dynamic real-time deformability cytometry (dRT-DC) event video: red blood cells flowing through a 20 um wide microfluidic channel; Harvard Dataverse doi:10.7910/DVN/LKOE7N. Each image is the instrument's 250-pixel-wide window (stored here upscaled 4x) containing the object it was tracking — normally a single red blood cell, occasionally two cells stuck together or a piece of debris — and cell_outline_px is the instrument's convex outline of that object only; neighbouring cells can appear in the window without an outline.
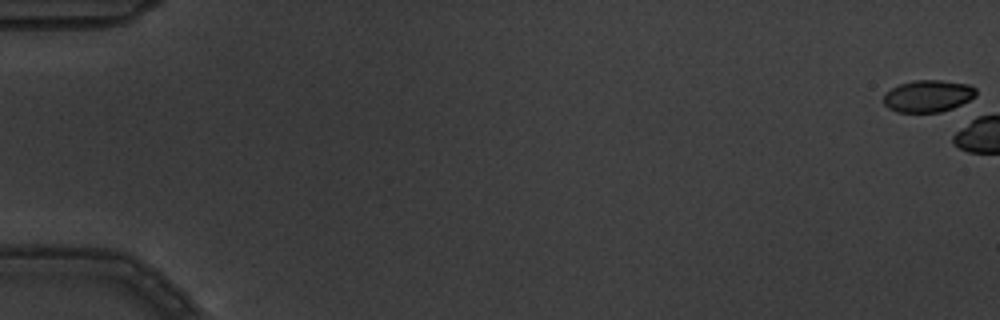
{"species": "common noctule bat (a hibernating species)", "species_latin": "Nyctalus noctula", "temperature_condition": "warm", "stored_images_in_passage": 6, "camera_frame_rate_fps": 3000, "um_per_image_px": 0.085, "animal": {"sex": "male", "body_mass_g": 19.5, "forearm_length_mm": 54.6}, "frame": {"image": 1, "passage_image": 1, "time_ms": 0.0, "image_size_px": [1000, 320], "cell_outline_px": [[976, 96], [952, 108], [940, 112], [896, 112], [888, 108], [884, 104], [884, 96], [892, 88], [900, 84], [912, 80], [940, 80], [968, 84], [976, 88]], "centroid_in_image_um": [78.88, 8.16], "position_along_channel_um": 6.1, "area_um2": 17.11}}